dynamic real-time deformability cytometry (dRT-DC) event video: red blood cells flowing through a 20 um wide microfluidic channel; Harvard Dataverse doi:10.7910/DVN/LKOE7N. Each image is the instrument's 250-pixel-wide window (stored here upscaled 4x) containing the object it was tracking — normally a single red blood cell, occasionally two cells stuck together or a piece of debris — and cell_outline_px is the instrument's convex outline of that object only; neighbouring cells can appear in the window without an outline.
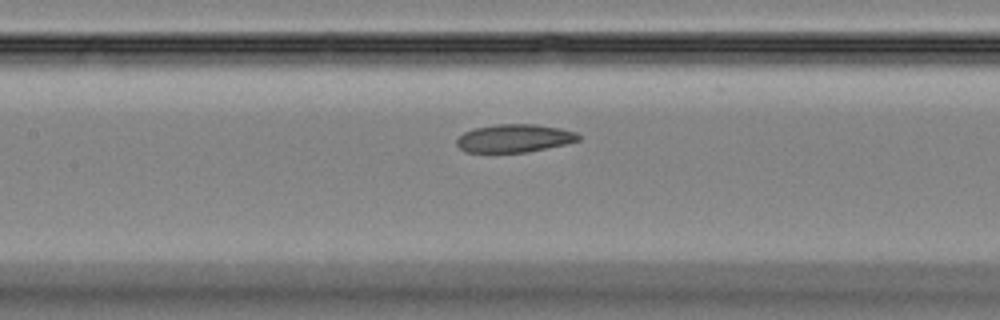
{"species": "Egyptian fruit bat (a non-hibernating species)", "species_latin": "Rousettus aegyptiacus", "temperature_condition": "room temperature", "stored_images_in_passage": 42, "camera_frame_rate_fps": 3000, "um_per_image_px": 0.085, "animal": {"sex": "female"}, "frame": {"image": 1, "passage_image": 16, "time_ms": 5.0, "image_size_px": [1000, 320], "cell_outline_px": [[580, 140], [564, 144], [528, 152], [464, 152], [456, 144], [456, 140], [464, 132], [476, 128], [496, 124], [536, 124], [560, 128], [576, 132], [580, 136]], "centroid_in_image_um": [43.72, 11.75], "position_along_channel_um": 163.7, "area_um2": 19.83}}
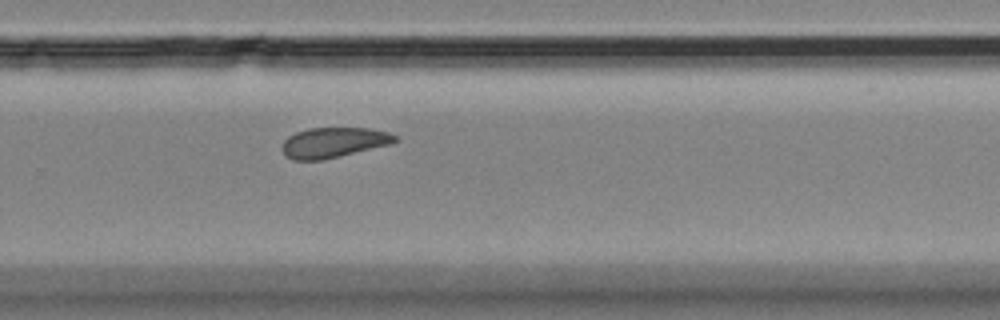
{"frame": {"image": 2, "passage_image": 26, "time_ms": 8.333, "image_size_px": [1000, 320], "cell_outline_px": [[396, 140], [392, 144], [324, 160], [292, 160], [284, 156], [280, 148], [284, 140], [288, 136], [296, 132], [308, 128], [368, 128], [388, 132], [396, 136]], "centroid_in_image_um": [28.3, 12.12], "position_along_channel_um": 301.5, "area_um2": 20.11}}
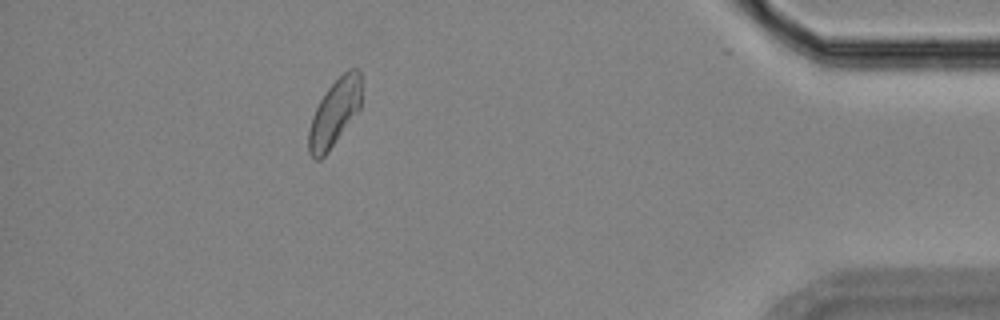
{"frame": {"image": 3, "passage_image": 37, "time_ms": 12.0, "image_size_px": [1000, 320], "cell_outline_px": [[360, 108], [328, 152], [320, 160], [316, 160], [308, 152], [308, 132], [312, 116], [320, 100], [328, 88], [348, 68], [356, 68], [360, 72]], "centroid_in_image_um": [28.41, 9.61], "position_along_channel_um": 406.8, "area_um2": 20.23}}